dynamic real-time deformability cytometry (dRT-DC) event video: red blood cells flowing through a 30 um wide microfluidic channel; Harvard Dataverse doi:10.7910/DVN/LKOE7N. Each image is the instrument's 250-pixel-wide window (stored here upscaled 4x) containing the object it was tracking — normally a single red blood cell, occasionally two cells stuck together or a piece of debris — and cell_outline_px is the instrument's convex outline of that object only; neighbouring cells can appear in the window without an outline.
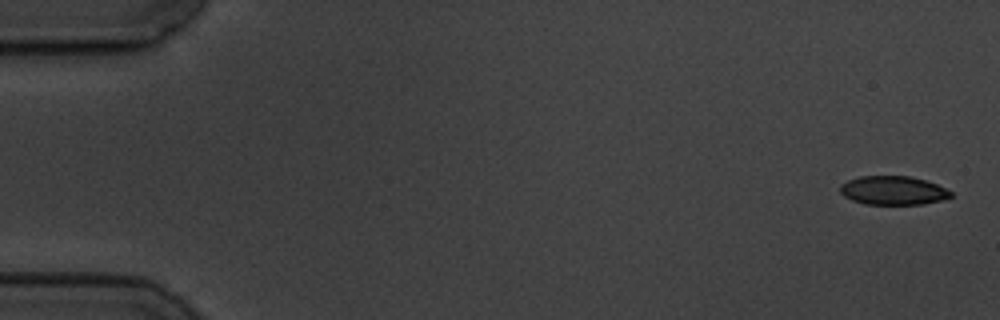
{"species": "common noctule bat (a hibernating species)", "species_latin": "Nyctalus noctula", "temperature_condition": "cold", "stored_images_in_passage": 6, "camera_frame_rate_fps": 3000, "um_per_image_px": 0.085, "animal": {"sex": "male", "body_mass_g": 19.5, "forearm_length_mm": 54.6}, "frame": {"image": 1, "passage_image": 1, "time_ms": 0.0, "image_size_px": [1000, 320], "cell_outline_px": [[952, 196], [940, 200], [924, 204], [864, 204], [852, 200], [844, 196], [840, 192], [840, 184], [848, 180], [860, 176], [908, 176], [924, 180], [936, 184], [952, 192]], "centroid_in_image_um": [75.88, 16.19], "position_along_channel_um": 9.1, "area_um2": 18.44}}